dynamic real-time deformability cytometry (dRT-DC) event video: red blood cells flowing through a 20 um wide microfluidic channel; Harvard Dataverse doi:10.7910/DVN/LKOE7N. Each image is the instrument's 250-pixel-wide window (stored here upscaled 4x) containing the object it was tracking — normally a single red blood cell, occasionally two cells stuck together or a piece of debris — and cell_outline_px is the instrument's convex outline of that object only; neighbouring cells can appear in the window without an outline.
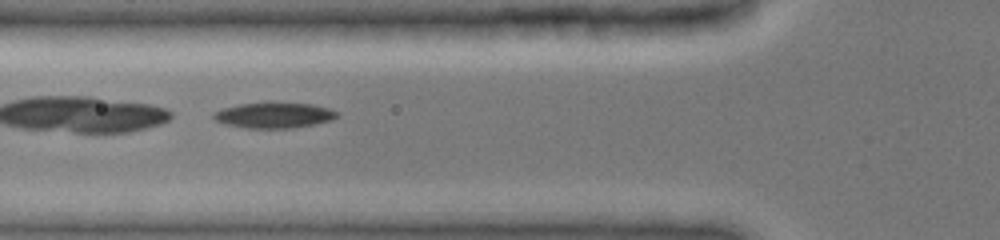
{"species": "common noctule bat (a hibernating species)", "species_latin": "Nyctalus noctula", "temperature_condition": "cold", "stored_images_in_passage": 46, "camera_frame_rate_fps": 3000, "um_per_image_px": 0.085, "animal": {"sex": "female", "body_mass_g": 19.0, "forearm_length_mm": 51.5}, "frame": {"image": 1, "passage_image": 17, "time_ms": 5.333, "image_size_px": [1000, 240], "cell_outline_px": [[340, 112], [332, 120], [292, 128], [244, 128], [224, 124], [216, 120], [212, 116], [212, 112], [224, 108], [240, 104], [264, 100], [312, 104], [328, 108]], "centroid_in_image_um": [23.26, 9.76], "position_along_channel_um": 102.5, "area_um2": 18.96}}
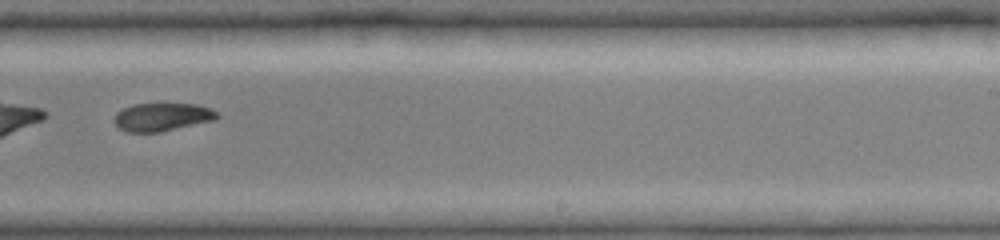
{"frame": {"image": 2, "passage_image": 30, "time_ms": 9.667, "image_size_px": [1000, 240], "cell_outline_px": [[220, 116], [216, 120], [160, 132], [124, 132], [112, 120], [116, 112], [132, 104], [196, 104], [208, 108], [216, 112]], "centroid_in_image_um": [13.76, 9.95], "position_along_channel_um": 275.2, "area_um2": 16.88}, "authors_computed_cell_mechanics": {"area_um2": 19.6809, "velocity_mm_per_s": 4.0064, "shape_relaxation_time_tau1_ms": 6.932, "shape_relaxation_time_tau2_ms": 7.6151, "deformation_change_tau1": 0.1657, "deformation_change_tau2": 0.1312}}